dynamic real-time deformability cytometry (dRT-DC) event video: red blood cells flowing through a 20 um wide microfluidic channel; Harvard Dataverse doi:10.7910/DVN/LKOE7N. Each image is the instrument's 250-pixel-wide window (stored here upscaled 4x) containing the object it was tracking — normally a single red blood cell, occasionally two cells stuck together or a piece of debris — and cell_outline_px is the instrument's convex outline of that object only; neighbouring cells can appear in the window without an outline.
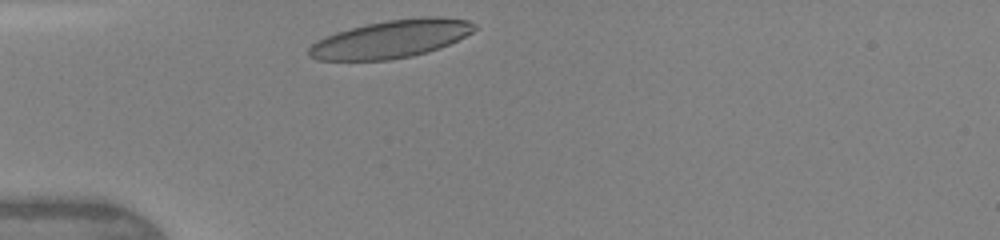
{"species": "human", "species_latin": "Homo sapiens", "temperature_condition": "warm", "stored_images_in_passage": 26, "camera_frame_rate_fps": 3000, "um_per_image_px": 0.085, "donor": {"sex": "female"}, "frame": {"image": 1, "passage_image": 1, "time_ms": 0.0, "image_size_px": [1000, 240], "cell_outline_px": [[476, 28], [472, 32], [440, 48], [428, 52], [412, 56], [388, 60], [316, 60], [308, 56], [308, 48], [316, 40], [336, 32], [368, 24], [388, 20], [420, 16], [444, 16], [468, 20], [476, 24]], "centroid_in_image_um": [33.25, 3.31], "position_along_channel_um": 51.8, "area_um2": 36.59}}
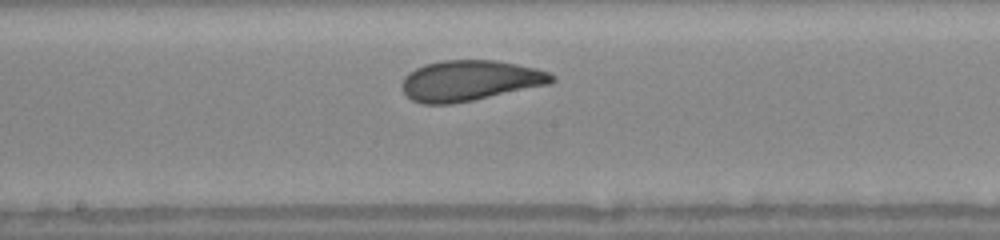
{"frame": {"image": 2, "passage_image": 14, "time_ms": 4.0, "image_size_px": [1000, 240], "cell_outline_px": [[556, 80], [548, 84], [472, 100], [452, 104], [420, 104], [412, 100], [404, 92], [400, 84], [404, 76], [408, 72], [424, 64], [444, 60], [496, 60], [536, 68], [548, 72], [556, 76]], "centroid_in_image_um": [39.9, 6.84], "position_along_channel_um": 208.3, "area_um2": 35.37}}
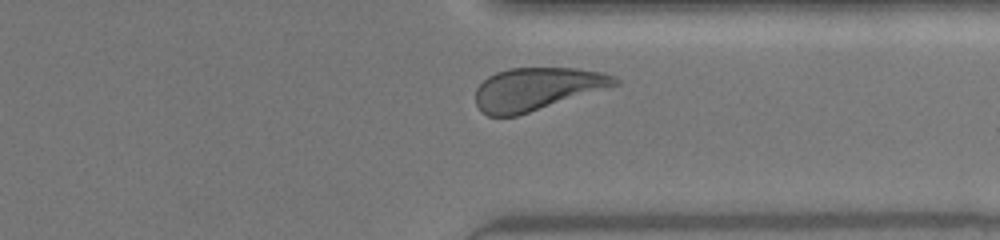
{"frame": {"image": 3, "passage_image": 25, "time_ms": 7.667, "image_size_px": [1000, 240], "cell_outline_px": [[620, 84], [516, 116], [488, 116], [476, 104], [476, 88], [488, 76], [496, 72], [508, 68], [576, 68], [604, 72], [616, 76], [620, 80]], "centroid_in_image_um": [45.65, 7.54], "position_along_channel_um": 365.7, "area_um2": 34.45}, "authors_computed_cell_mechanics": {"area_um2": 34.9112, "velocity_mm_per_s": 4.2887, "shape_relaxation_time_tau1_ms": 3.5845, "shape_relaxation_time_tau2_ms": 1.0954, "deformation_change_tau1": 0.146, "deformation_change_tau2": 0.0676}}